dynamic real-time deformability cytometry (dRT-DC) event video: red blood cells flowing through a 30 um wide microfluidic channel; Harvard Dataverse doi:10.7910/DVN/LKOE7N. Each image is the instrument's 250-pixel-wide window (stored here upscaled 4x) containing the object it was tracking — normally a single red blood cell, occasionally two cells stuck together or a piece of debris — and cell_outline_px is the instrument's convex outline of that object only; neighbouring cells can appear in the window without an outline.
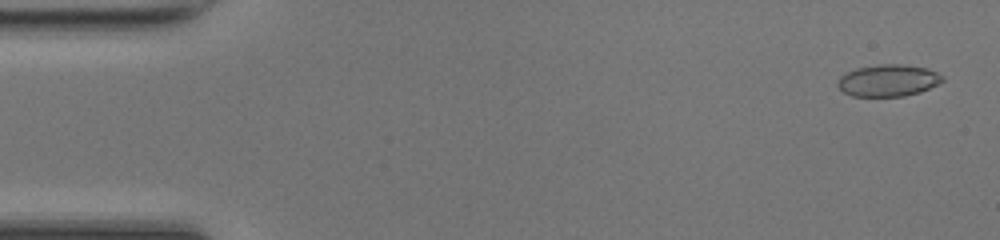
{"species": "common noctule bat (a hibernating species)", "species_latin": "Nyctalus noctula", "temperature_condition": "room temperature", "stored_images_in_passage": 47, "camera_frame_rate_fps": 3000, "um_per_image_px": 0.085, "animal": {"sex": "female", "body_mass_g": 17.0, "forearm_length_mm": 48.0}, "frame": {"image": 1, "passage_image": 2, "time_ms": 0.333, "image_size_px": [1000, 240], "cell_outline_px": [[944, 80], [940, 84], [920, 92], [904, 96], [852, 96], [844, 92], [836, 84], [840, 76], [856, 68], [880, 64], [900, 64], [928, 68], [944, 76]], "centroid_in_image_um": [75.53, 6.84], "position_along_channel_um": 9.5, "area_um2": 19.54}}
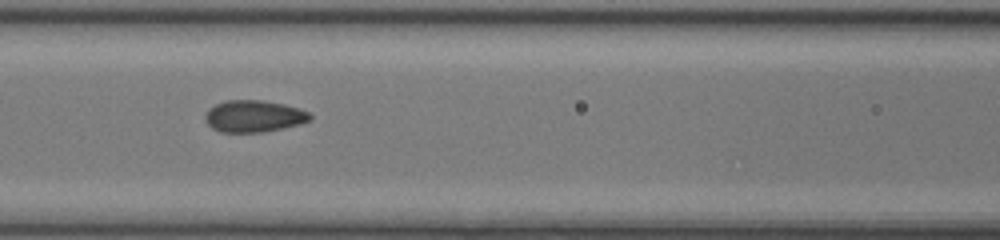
{"frame": {"image": 2, "passage_image": 21, "time_ms": 6.667, "image_size_px": [1000, 240], "cell_outline_px": [[312, 120], [300, 124], [260, 132], [220, 132], [212, 128], [204, 120], [204, 116], [208, 108], [224, 100], [264, 100], [284, 104], [300, 108], [308, 112], [312, 116]], "centroid_in_image_um": [21.56, 9.86], "position_along_channel_um": 145.0, "area_um2": 19.59}}
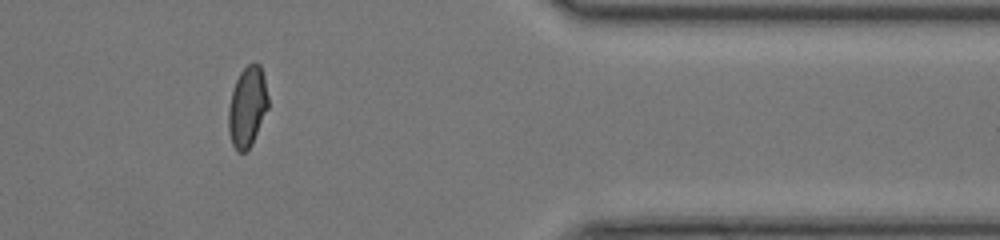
{"frame": {"image": 3, "passage_image": 40, "time_ms": 13.0, "image_size_px": [1000, 240], "cell_outline_px": [[268, 108], [252, 144], [244, 152], [236, 152], [232, 144], [228, 132], [228, 108], [232, 92], [236, 80], [240, 72], [248, 64], [260, 64], [264, 76], [268, 96]], "centroid_in_image_um": [21.01, 9.1], "position_along_channel_um": 390.4, "area_um2": 18.61}, "authors_computed_cell_mechanics": {"area_um2": 19.0162, "velocity_mm_per_s": 4.2729, "shape_relaxation_time_tau1_ms": 8.3126, "shape_relaxation_time_tau2_ms": 0.711, "deformation_change_tau1": 0.2242, "deformation_change_tau2": 0.0598}}